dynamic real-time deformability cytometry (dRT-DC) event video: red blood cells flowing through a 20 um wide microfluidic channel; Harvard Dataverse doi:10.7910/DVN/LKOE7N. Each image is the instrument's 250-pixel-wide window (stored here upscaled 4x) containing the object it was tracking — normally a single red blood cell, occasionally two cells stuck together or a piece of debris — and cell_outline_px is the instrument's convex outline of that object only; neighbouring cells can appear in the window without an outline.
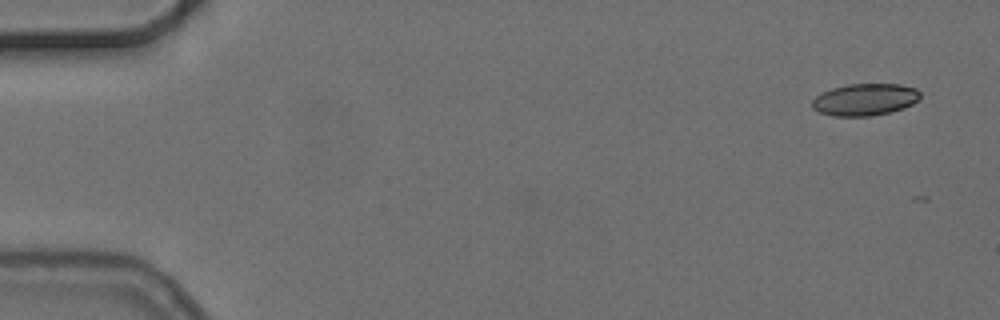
{"species": "common noctule bat (a hibernating species)", "species_latin": "Nyctalus noctula", "temperature_condition": "cold", "stored_images_in_passage": 3, "camera_frame_rate_fps": 3000, "um_per_image_px": 0.085, "animal": {"sex": "female", "body_mass_g": 24.6, "forearm_length_mm": 56.2}, "frame": {"image": 1, "passage_image": 1, "time_ms": 0.0, "image_size_px": [1000, 320], "cell_outline_px": [[920, 100], [904, 108], [872, 116], [832, 116], [820, 112], [812, 108], [812, 100], [816, 96], [832, 88], [848, 84], [900, 84], [916, 88], [920, 92]], "centroid_in_image_um": [73.54, 8.46], "position_along_channel_um": 11.5, "area_um2": 20.17}}